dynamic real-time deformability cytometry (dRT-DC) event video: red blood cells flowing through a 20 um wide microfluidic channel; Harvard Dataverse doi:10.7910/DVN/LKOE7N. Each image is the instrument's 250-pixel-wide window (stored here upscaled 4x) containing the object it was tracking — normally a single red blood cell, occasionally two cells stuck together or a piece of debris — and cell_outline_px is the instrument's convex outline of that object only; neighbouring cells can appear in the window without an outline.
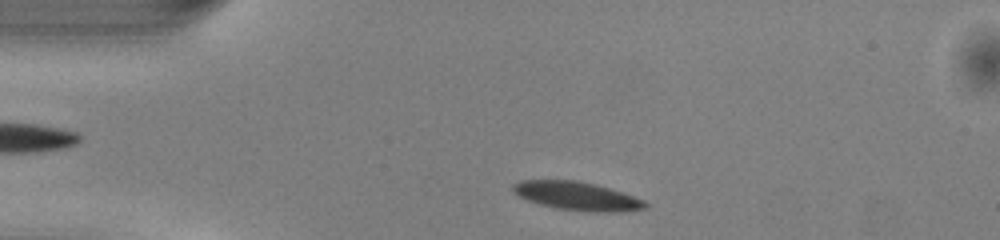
{"species": "common noctule bat (a hibernating species)", "species_latin": "Nyctalus noctula", "temperature_condition": "warm", "stored_images_in_passage": 41, "camera_frame_rate_fps": 3000, "um_per_image_px": 0.085, "animal": {"sex": "male", "body_mass_g": 13.0, "forearm_length_mm": 53.1}, "frame": {"image": 1, "passage_image": 2, "time_ms": 0.333, "image_size_px": [1000, 240], "cell_outline_px": [[648, 204], [644, 208], [616, 212], [592, 212], [556, 208], [540, 204], [528, 200], [512, 192], [512, 184], [520, 180], [576, 180], [596, 184], [644, 200]], "centroid_in_image_um": [49.0, 16.65], "position_along_channel_um": 36.0, "area_um2": 21.73}}
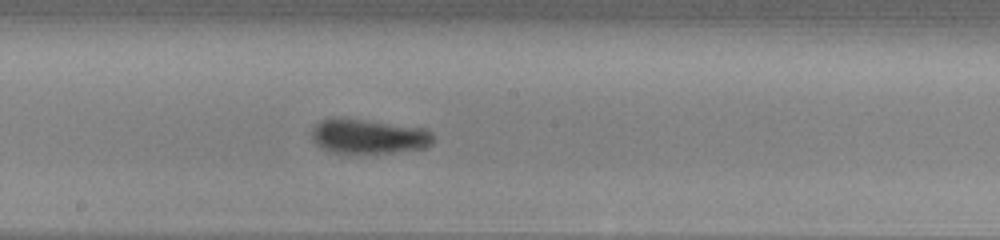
{"frame": {"image": 2, "passage_image": 18, "time_ms": 5.667, "image_size_px": [1000, 240], "cell_outline_px": [[436, 136], [432, 144], [424, 148], [392, 152], [332, 152], [316, 144], [312, 140], [308, 132], [320, 120], [332, 116], [340, 116], [424, 128], [432, 132]], "centroid_in_image_um": [31.29, 11.55], "position_along_channel_um": 216.9, "area_um2": 24.91}}
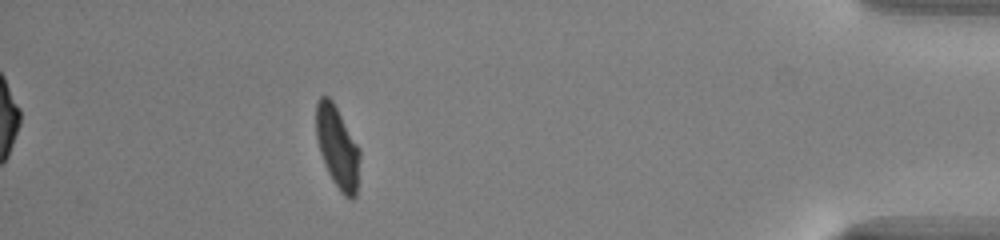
{"frame": {"image": 3, "passage_image": 36, "time_ms": 11.667, "image_size_px": [1000, 240], "cell_outline_px": [[360, 156], [356, 196], [352, 200], [344, 196], [340, 192], [332, 180], [324, 164], [316, 140], [316, 104], [320, 96], [328, 96], [332, 100], [360, 148]], "centroid_in_image_um": [28.68, 12.53], "position_along_channel_um": 406.5, "area_um2": 20.98}, "authors_computed_cell_mechanics": {"area_um2": 22.542, "velocity_mm_per_s": 4.0818, "shape_relaxation_time_tau1_ms": 2.675, "shape_relaxation_time_tau2_ms": 2.8076, "deformation_change_tau1": 0.1271, "deformation_change_tau2": 0.0631}}